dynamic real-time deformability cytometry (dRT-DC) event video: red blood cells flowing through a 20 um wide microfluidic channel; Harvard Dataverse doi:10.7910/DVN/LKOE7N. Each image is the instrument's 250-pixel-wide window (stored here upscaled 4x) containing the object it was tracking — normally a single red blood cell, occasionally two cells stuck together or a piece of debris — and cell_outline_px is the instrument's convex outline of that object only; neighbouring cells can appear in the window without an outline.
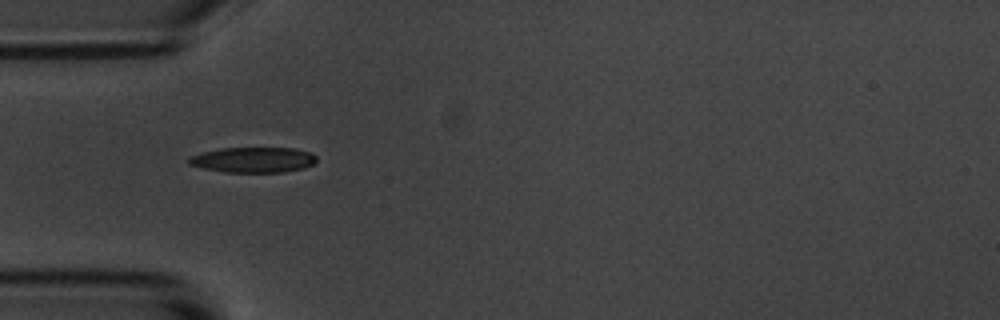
{"species": "common noctule bat (a hibernating species)", "species_latin": "Nyctalus noctula", "temperature_condition": "room temperature", "stored_images_in_passage": 5, "camera_frame_rate_fps": 3000, "um_per_image_px": 0.085, "animal": {"sex": "male", "body_mass_g": 20.1, "forearm_length_mm": 53.5}, "frame": {"image": 1, "passage_image": 1, "time_ms": 0.0, "image_size_px": [1000, 320], "cell_outline_px": [[316, 160], [312, 164], [304, 168], [284, 172], [224, 172], [204, 168], [188, 164], [188, 156], [220, 148], [292, 148], [312, 152], [316, 156]], "centroid_in_image_um": [21.53, 13.58], "position_along_channel_um": 63.5, "area_um2": 18.9}}
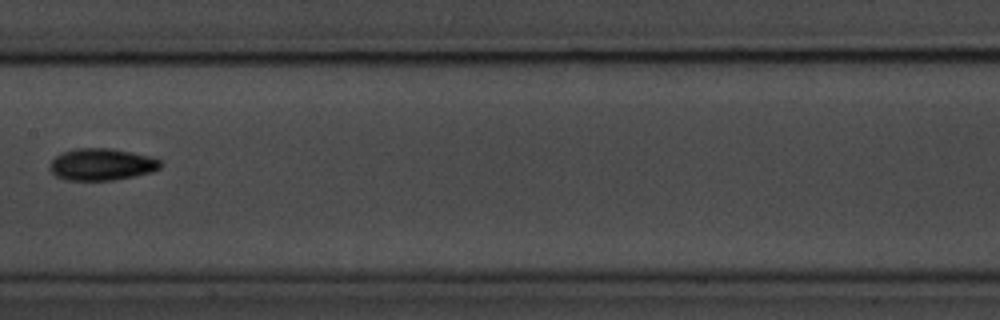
{"frame": {"image": 2, "passage_image": 4, "time_ms": 1.0, "image_size_px": [1000, 320], "cell_outline_px": [[160, 168], [148, 172], [132, 176], [112, 180], [64, 180], [56, 176], [52, 172], [52, 160], [56, 156], [64, 152], [76, 148], [112, 148], [152, 156], [160, 160]], "centroid_in_image_um": [8.65, 13.96], "position_along_channel_um": 198.8, "area_um2": 20.29}}
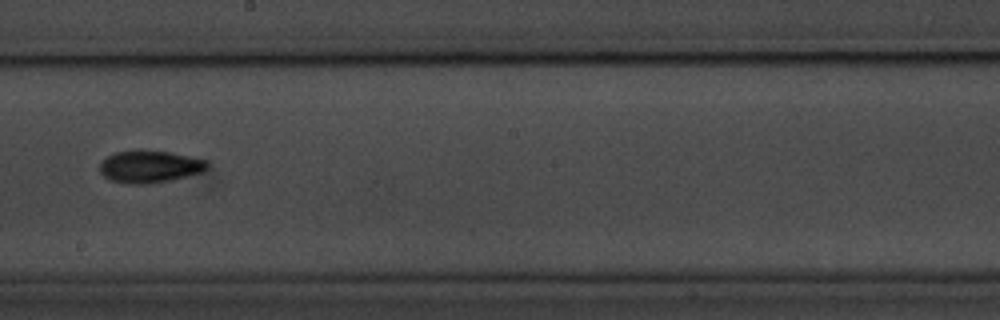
{"frame": {"image": 3, "passage_image": 5, "time_ms": 1.333, "image_size_px": [1000, 320], "cell_outline_px": [[208, 168], [204, 172], [172, 180], [144, 184], [128, 184], [112, 180], [104, 176], [100, 172], [100, 164], [108, 156], [116, 152], [168, 152], [208, 160]], "centroid_in_image_um": [12.78, 14.2], "position_along_channel_um": 235.4, "area_um2": 19.71}}